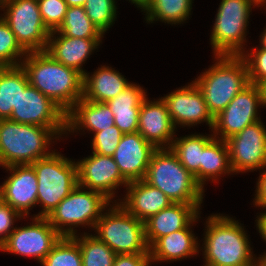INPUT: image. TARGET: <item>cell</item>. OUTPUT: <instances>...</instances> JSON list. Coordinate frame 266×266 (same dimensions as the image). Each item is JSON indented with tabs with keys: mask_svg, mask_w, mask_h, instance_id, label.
Here are the masks:
<instances>
[{
	"mask_svg": "<svg viewBox=\"0 0 266 266\" xmlns=\"http://www.w3.org/2000/svg\"><path fill=\"white\" fill-rule=\"evenodd\" d=\"M21 66L29 84L66 114L83 97V75L56 61L47 51L28 52Z\"/></svg>",
	"mask_w": 266,
	"mask_h": 266,
	"instance_id": "6da1fadb",
	"label": "cell"
},
{
	"mask_svg": "<svg viewBox=\"0 0 266 266\" xmlns=\"http://www.w3.org/2000/svg\"><path fill=\"white\" fill-rule=\"evenodd\" d=\"M205 224L204 266H257L243 224L222 214L208 216Z\"/></svg>",
	"mask_w": 266,
	"mask_h": 266,
	"instance_id": "7a4b0ae2",
	"label": "cell"
},
{
	"mask_svg": "<svg viewBox=\"0 0 266 266\" xmlns=\"http://www.w3.org/2000/svg\"><path fill=\"white\" fill-rule=\"evenodd\" d=\"M214 58L216 62L194 80L213 117L250 84L248 67L241 55H214Z\"/></svg>",
	"mask_w": 266,
	"mask_h": 266,
	"instance_id": "3957f363",
	"label": "cell"
},
{
	"mask_svg": "<svg viewBox=\"0 0 266 266\" xmlns=\"http://www.w3.org/2000/svg\"><path fill=\"white\" fill-rule=\"evenodd\" d=\"M53 139L59 136L49 127L0 119V166L32 164L49 156Z\"/></svg>",
	"mask_w": 266,
	"mask_h": 266,
	"instance_id": "277c9868",
	"label": "cell"
},
{
	"mask_svg": "<svg viewBox=\"0 0 266 266\" xmlns=\"http://www.w3.org/2000/svg\"><path fill=\"white\" fill-rule=\"evenodd\" d=\"M173 203L202 204L204 190L170 148L156 149L143 179Z\"/></svg>",
	"mask_w": 266,
	"mask_h": 266,
	"instance_id": "5b68a950",
	"label": "cell"
},
{
	"mask_svg": "<svg viewBox=\"0 0 266 266\" xmlns=\"http://www.w3.org/2000/svg\"><path fill=\"white\" fill-rule=\"evenodd\" d=\"M49 156L30 164L38 180L37 204L42 210L35 217H48L78 185L77 163L51 150Z\"/></svg>",
	"mask_w": 266,
	"mask_h": 266,
	"instance_id": "8992f818",
	"label": "cell"
},
{
	"mask_svg": "<svg viewBox=\"0 0 266 266\" xmlns=\"http://www.w3.org/2000/svg\"><path fill=\"white\" fill-rule=\"evenodd\" d=\"M110 199L104 194L86 190L77 185L57 207L48 215L50 224L62 236H74L77 234L75 227H95L96 222L102 216L107 207L111 205Z\"/></svg>",
	"mask_w": 266,
	"mask_h": 266,
	"instance_id": "52a82bcc",
	"label": "cell"
},
{
	"mask_svg": "<svg viewBox=\"0 0 266 266\" xmlns=\"http://www.w3.org/2000/svg\"><path fill=\"white\" fill-rule=\"evenodd\" d=\"M96 222V237L116 254L150 253L145 238V224L113 200ZM117 202V203H116Z\"/></svg>",
	"mask_w": 266,
	"mask_h": 266,
	"instance_id": "ba28073f",
	"label": "cell"
},
{
	"mask_svg": "<svg viewBox=\"0 0 266 266\" xmlns=\"http://www.w3.org/2000/svg\"><path fill=\"white\" fill-rule=\"evenodd\" d=\"M254 0H221L210 35L214 55L244 53L247 26Z\"/></svg>",
	"mask_w": 266,
	"mask_h": 266,
	"instance_id": "9c48e42d",
	"label": "cell"
},
{
	"mask_svg": "<svg viewBox=\"0 0 266 266\" xmlns=\"http://www.w3.org/2000/svg\"><path fill=\"white\" fill-rule=\"evenodd\" d=\"M1 15L28 52L46 51L51 32L43 23L37 0H4Z\"/></svg>",
	"mask_w": 266,
	"mask_h": 266,
	"instance_id": "30bf717a",
	"label": "cell"
},
{
	"mask_svg": "<svg viewBox=\"0 0 266 266\" xmlns=\"http://www.w3.org/2000/svg\"><path fill=\"white\" fill-rule=\"evenodd\" d=\"M265 106L261 86L250 83L214 117L213 136L227 140L259 120L258 107Z\"/></svg>",
	"mask_w": 266,
	"mask_h": 266,
	"instance_id": "8fae6325",
	"label": "cell"
},
{
	"mask_svg": "<svg viewBox=\"0 0 266 266\" xmlns=\"http://www.w3.org/2000/svg\"><path fill=\"white\" fill-rule=\"evenodd\" d=\"M62 235L50 224L47 217H32L30 225L16 227L1 244L0 250L33 257L38 262L51 252Z\"/></svg>",
	"mask_w": 266,
	"mask_h": 266,
	"instance_id": "7c38bea8",
	"label": "cell"
},
{
	"mask_svg": "<svg viewBox=\"0 0 266 266\" xmlns=\"http://www.w3.org/2000/svg\"><path fill=\"white\" fill-rule=\"evenodd\" d=\"M9 120L51 128L59 137L66 131V113L51 99L30 84L20 92Z\"/></svg>",
	"mask_w": 266,
	"mask_h": 266,
	"instance_id": "4fadbf2b",
	"label": "cell"
},
{
	"mask_svg": "<svg viewBox=\"0 0 266 266\" xmlns=\"http://www.w3.org/2000/svg\"><path fill=\"white\" fill-rule=\"evenodd\" d=\"M225 141L234 174L262 170L266 165V128L261 120Z\"/></svg>",
	"mask_w": 266,
	"mask_h": 266,
	"instance_id": "5bb4252c",
	"label": "cell"
},
{
	"mask_svg": "<svg viewBox=\"0 0 266 266\" xmlns=\"http://www.w3.org/2000/svg\"><path fill=\"white\" fill-rule=\"evenodd\" d=\"M161 98L176 129V125L192 127L206 122L212 132L214 117L208 110L202 91L194 81Z\"/></svg>",
	"mask_w": 266,
	"mask_h": 266,
	"instance_id": "9a60e30c",
	"label": "cell"
},
{
	"mask_svg": "<svg viewBox=\"0 0 266 266\" xmlns=\"http://www.w3.org/2000/svg\"><path fill=\"white\" fill-rule=\"evenodd\" d=\"M77 163L78 185L104 194L111 201L115 198V190L128 182L122 177L113 156L92 152V155Z\"/></svg>",
	"mask_w": 266,
	"mask_h": 266,
	"instance_id": "2e32d148",
	"label": "cell"
},
{
	"mask_svg": "<svg viewBox=\"0 0 266 266\" xmlns=\"http://www.w3.org/2000/svg\"><path fill=\"white\" fill-rule=\"evenodd\" d=\"M156 148L137 131L123 134L113 159L122 177L129 183L143 180Z\"/></svg>",
	"mask_w": 266,
	"mask_h": 266,
	"instance_id": "e0dca14e",
	"label": "cell"
},
{
	"mask_svg": "<svg viewBox=\"0 0 266 266\" xmlns=\"http://www.w3.org/2000/svg\"><path fill=\"white\" fill-rule=\"evenodd\" d=\"M4 169L11 175L2 183L3 202L27 217L30 209L37 205V175L30 164Z\"/></svg>",
	"mask_w": 266,
	"mask_h": 266,
	"instance_id": "ac0fdd59",
	"label": "cell"
},
{
	"mask_svg": "<svg viewBox=\"0 0 266 266\" xmlns=\"http://www.w3.org/2000/svg\"><path fill=\"white\" fill-rule=\"evenodd\" d=\"M175 126L162 98L142 103L138 119V132L156 149L170 148L175 138Z\"/></svg>",
	"mask_w": 266,
	"mask_h": 266,
	"instance_id": "d6986e66",
	"label": "cell"
},
{
	"mask_svg": "<svg viewBox=\"0 0 266 266\" xmlns=\"http://www.w3.org/2000/svg\"><path fill=\"white\" fill-rule=\"evenodd\" d=\"M201 204L172 203L144 222L149 248L160 238L186 228L201 212Z\"/></svg>",
	"mask_w": 266,
	"mask_h": 266,
	"instance_id": "ffe728a7",
	"label": "cell"
},
{
	"mask_svg": "<svg viewBox=\"0 0 266 266\" xmlns=\"http://www.w3.org/2000/svg\"><path fill=\"white\" fill-rule=\"evenodd\" d=\"M56 35H58L56 37ZM102 38H74L51 32L46 51L58 62L84 75L82 64L98 49Z\"/></svg>",
	"mask_w": 266,
	"mask_h": 266,
	"instance_id": "44dd1931",
	"label": "cell"
},
{
	"mask_svg": "<svg viewBox=\"0 0 266 266\" xmlns=\"http://www.w3.org/2000/svg\"><path fill=\"white\" fill-rule=\"evenodd\" d=\"M126 190L123 201L119 203L142 222L173 203L160 189L149 185L144 180L129 182Z\"/></svg>",
	"mask_w": 266,
	"mask_h": 266,
	"instance_id": "7402d4cb",
	"label": "cell"
},
{
	"mask_svg": "<svg viewBox=\"0 0 266 266\" xmlns=\"http://www.w3.org/2000/svg\"><path fill=\"white\" fill-rule=\"evenodd\" d=\"M198 218L200 214L186 228L160 237L149 248L150 262L180 261L199 254L200 243L191 230Z\"/></svg>",
	"mask_w": 266,
	"mask_h": 266,
	"instance_id": "603a6c76",
	"label": "cell"
},
{
	"mask_svg": "<svg viewBox=\"0 0 266 266\" xmlns=\"http://www.w3.org/2000/svg\"><path fill=\"white\" fill-rule=\"evenodd\" d=\"M113 125H115L113 113L106 103L82 98L66 114V131L69 134L82 129L94 133Z\"/></svg>",
	"mask_w": 266,
	"mask_h": 266,
	"instance_id": "cb8c5ba5",
	"label": "cell"
},
{
	"mask_svg": "<svg viewBox=\"0 0 266 266\" xmlns=\"http://www.w3.org/2000/svg\"><path fill=\"white\" fill-rule=\"evenodd\" d=\"M131 82L109 66L98 67L91 76L83 75V99L106 103L121 93Z\"/></svg>",
	"mask_w": 266,
	"mask_h": 266,
	"instance_id": "d4e9b609",
	"label": "cell"
},
{
	"mask_svg": "<svg viewBox=\"0 0 266 266\" xmlns=\"http://www.w3.org/2000/svg\"><path fill=\"white\" fill-rule=\"evenodd\" d=\"M145 90L135 83L129 84L115 98L106 102L113 113L115 125L124 133L138 131V119Z\"/></svg>",
	"mask_w": 266,
	"mask_h": 266,
	"instance_id": "484cf974",
	"label": "cell"
},
{
	"mask_svg": "<svg viewBox=\"0 0 266 266\" xmlns=\"http://www.w3.org/2000/svg\"><path fill=\"white\" fill-rule=\"evenodd\" d=\"M214 138L212 135L191 134L175 137L170 149L177 156L180 163L195 177L201 186L202 150Z\"/></svg>",
	"mask_w": 266,
	"mask_h": 266,
	"instance_id": "4316f807",
	"label": "cell"
},
{
	"mask_svg": "<svg viewBox=\"0 0 266 266\" xmlns=\"http://www.w3.org/2000/svg\"><path fill=\"white\" fill-rule=\"evenodd\" d=\"M28 85L27 73L21 65L0 67V119L10 118L20 92Z\"/></svg>",
	"mask_w": 266,
	"mask_h": 266,
	"instance_id": "83f0119b",
	"label": "cell"
},
{
	"mask_svg": "<svg viewBox=\"0 0 266 266\" xmlns=\"http://www.w3.org/2000/svg\"><path fill=\"white\" fill-rule=\"evenodd\" d=\"M234 173L230 164L229 150L225 140L214 137L202 150L201 187L206 181L220 179L221 175Z\"/></svg>",
	"mask_w": 266,
	"mask_h": 266,
	"instance_id": "f1b7e54d",
	"label": "cell"
},
{
	"mask_svg": "<svg viewBox=\"0 0 266 266\" xmlns=\"http://www.w3.org/2000/svg\"><path fill=\"white\" fill-rule=\"evenodd\" d=\"M193 0H152L144 11L147 23H184L191 15Z\"/></svg>",
	"mask_w": 266,
	"mask_h": 266,
	"instance_id": "f546056e",
	"label": "cell"
},
{
	"mask_svg": "<svg viewBox=\"0 0 266 266\" xmlns=\"http://www.w3.org/2000/svg\"><path fill=\"white\" fill-rule=\"evenodd\" d=\"M79 244L83 266H113L116 253L95 234L72 236Z\"/></svg>",
	"mask_w": 266,
	"mask_h": 266,
	"instance_id": "4dcf8cb0",
	"label": "cell"
},
{
	"mask_svg": "<svg viewBox=\"0 0 266 266\" xmlns=\"http://www.w3.org/2000/svg\"><path fill=\"white\" fill-rule=\"evenodd\" d=\"M57 32L74 38H102L104 35L89 19L83 6L68 7Z\"/></svg>",
	"mask_w": 266,
	"mask_h": 266,
	"instance_id": "1f68e13d",
	"label": "cell"
},
{
	"mask_svg": "<svg viewBox=\"0 0 266 266\" xmlns=\"http://www.w3.org/2000/svg\"><path fill=\"white\" fill-rule=\"evenodd\" d=\"M42 266H83L78 242L70 236H62L51 252L41 262Z\"/></svg>",
	"mask_w": 266,
	"mask_h": 266,
	"instance_id": "d6a6232c",
	"label": "cell"
},
{
	"mask_svg": "<svg viewBox=\"0 0 266 266\" xmlns=\"http://www.w3.org/2000/svg\"><path fill=\"white\" fill-rule=\"evenodd\" d=\"M26 55L27 52L20 46L15 34L0 16V67L19 66Z\"/></svg>",
	"mask_w": 266,
	"mask_h": 266,
	"instance_id": "836d02e7",
	"label": "cell"
},
{
	"mask_svg": "<svg viewBox=\"0 0 266 266\" xmlns=\"http://www.w3.org/2000/svg\"><path fill=\"white\" fill-rule=\"evenodd\" d=\"M116 3L115 0H86L83 6L89 19L103 34L117 19Z\"/></svg>",
	"mask_w": 266,
	"mask_h": 266,
	"instance_id": "e575fe53",
	"label": "cell"
},
{
	"mask_svg": "<svg viewBox=\"0 0 266 266\" xmlns=\"http://www.w3.org/2000/svg\"><path fill=\"white\" fill-rule=\"evenodd\" d=\"M43 23L50 31H57L62 25L67 3L64 0H37Z\"/></svg>",
	"mask_w": 266,
	"mask_h": 266,
	"instance_id": "d590c367",
	"label": "cell"
},
{
	"mask_svg": "<svg viewBox=\"0 0 266 266\" xmlns=\"http://www.w3.org/2000/svg\"><path fill=\"white\" fill-rule=\"evenodd\" d=\"M244 58L247 67L249 81L252 84L261 86L266 82V48L259 46L258 48H252L250 53L244 51L241 54Z\"/></svg>",
	"mask_w": 266,
	"mask_h": 266,
	"instance_id": "8d00e7d4",
	"label": "cell"
},
{
	"mask_svg": "<svg viewBox=\"0 0 266 266\" xmlns=\"http://www.w3.org/2000/svg\"><path fill=\"white\" fill-rule=\"evenodd\" d=\"M123 134L124 133L116 125L94 132V137L91 143L92 152L106 156H113Z\"/></svg>",
	"mask_w": 266,
	"mask_h": 266,
	"instance_id": "74e56055",
	"label": "cell"
},
{
	"mask_svg": "<svg viewBox=\"0 0 266 266\" xmlns=\"http://www.w3.org/2000/svg\"><path fill=\"white\" fill-rule=\"evenodd\" d=\"M21 218L23 216L10 205L4 202L0 204V246L16 228L14 222Z\"/></svg>",
	"mask_w": 266,
	"mask_h": 266,
	"instance_id": "f35d334b",
	"label": "cell"
},
{
	"mask_svg": "<svg viewBox=\"0 0 266 266\" xmlns=\"http://www.w3.org/2000/svg\"><path fill=\"white\" fill-rule=\"evenodd\" d=\"M150 253L117 254L113 266H150Z\"/></svg>",
	"mask_w": 266,
	"mask_h": 266,
	"instance_id": "ab89813d",
	"label": "cell"
},
{
	"mask_svg": "<svg viewBox=\"0 0 266 266\" xmlns=\"http://www.w3.org/2000/svg\"><path fill=\"white\" fill-rule=\"evenodd\" d=\"M265 168V169H264ZM255 191L254 205L266 209V165L263 167Z\"/></svg>",
	"mask_w": 266,
	"mask_h": 266,
	"instance_id": "60d3db41",
	"label": "cell"
},
{
	"mask_svg": "<svg viewBox=\"0 0 266 266\" xmlns=\"http://www.w3.org/2000/svg\"><path fill=\"white\" fill-rule=\"evenodd\" d=\"M256 221V228L258 232L260 233V236L266 243V210L264 213H260L259 216H257Z\"/></svg>",
	"mask_w": 266,
	"mask_h": 266,
	"instance_id": "b9f144b4",
	"label": "cell"
},
{
	"mask_svg": "<svg viewBox=\"0 0 266 266\" xmlns=\"http://www.w3.org/2000/svg\"><path fill=\"white\" fill-rule=\"evenodd\" d=\"M130 1L131 3L135 4L137 8L139 7L140 9H142L141 11L144 12L146 8L150 5L152 0H129V2Z\"/></svg>",
	"mask_w": 266,
	"mask_h": 266,
	"instance_id": "7bdbcfd3",
	"label": "cell"
},
{
	"mask_svg": "<svg viewBox=\"0 0 266 266\" xmlns=\"http://www.w3.org/2000/svg\"><path fill=\"white\" fill-rule=\"evenodd\" d=\"M68 7L84 6L86 0H64Z\"/></svg>",
	"mask_w": 266,
	"mask_h": 266,
	"instance_id": "ee69618b",
	"label": "cell"
},
{
	"mask_svg": "<svg viewBox=\"0 0 266 266\" xmlns=\"http://www.w3.org/2000/svg\"><path fill=\"white\" fill-rule=\"evenodd\" d=\"M257 266H266V253L264 252L263 255H259Z\"/></svg>",
	"mask_w": 266,
	"mask_h": 266,
	"instance_id": "f6af8a7d",
	"label": "cell"
},
{
	"mask_svg": "<svg viewBox=\"0 0 266 266\" xmlns=\"http://www.w3.org/2000/svg\"><path fill=\"white\" fill-rule=\"evenodd\" d=\"M260 36L261 37H260V44L259 45L266 48V29L263 30V32L261 33Z\"/></svg>",
	"mask_w": 266,
	"mask_h": 266,
	"instance_id": "bcb514c9",
	"label": "cell"
},
{
	"mask_svg": "<svg viewBox=\"0 0 266 266\" xmlns=\"http://www.w3.org/2000/svg\"><path fill=\"white\" fill-rule=\"evenodd\" d=\"M262 92H263V100L266 107V82L261 85Z\"/></svg>",
	"mask_w": 266,
	"mask_h": 266,
	"instance_id": "7dc6e473",
	"label": "cell"
},
{
	"mask_svg": "<svg viewBox=\"0 0 266 266\" xmlns=\"http://www.w3.org/2000/svg\"><path fill=\"white\" fill-rule=\"evenodd\" d=\"M254 1L260 6H262V5L265 6L266 5V0H254Z\"/></svg>",
	"mask_w": 266,
	"mask_h": 266,
	"instance_id": "c3c4849f",
	"label": "cell"
},
{
	"mask_svg": "<svg viewBox=\"0 0 266 266\" xmlns=\"http://www.w3.org/2000/svg\"><path fill=\"white\" fill-rule=\"evenodd\" d=\"M3 202L2 185H0V204Z\"/></svg>",
	"mask_w": 266,
	"mask_h": 266,
	"instance_id": "681fc988",
	"label": "cell"
},
{
	"mask_svg": "<svg viewBox=\"0 0 266 266\" xmlns=\"http://www.w3.org/2000/svg\"><path fill=\"white\" fill-rule=\"evenodd\" d=\"M3 5H4V0H0V10H2Z\"/></svg>",
	"mask_w": 266,
	"mask_h": 266,
	"instance_id": "f907efd6",
	"label": "cell"
}]
</instances>
